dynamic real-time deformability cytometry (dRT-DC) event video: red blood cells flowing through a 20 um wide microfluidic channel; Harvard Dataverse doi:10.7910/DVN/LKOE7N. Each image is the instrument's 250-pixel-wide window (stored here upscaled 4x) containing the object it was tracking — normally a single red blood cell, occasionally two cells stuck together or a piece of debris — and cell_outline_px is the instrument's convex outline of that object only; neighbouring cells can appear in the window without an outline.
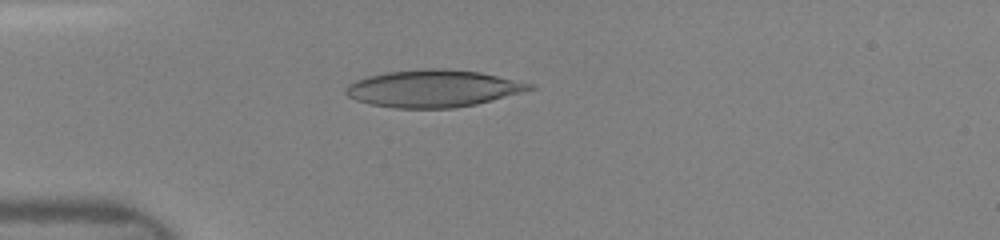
{"species": "human", "species_latin": "Homo sapiens", "temperature_condition": "room temperature", "stored_images_in_passage": 3, "camera_frame_rate_fps": 3000, "um_per_image_px": 0.085, "donor": {"sex": "female"}, "frame": {"image": 1, "passage_image": 1, "time_ms": 0.0, "image_size_px": [1000, 240], "cell_outline_px": [[536, 88], [476, 104], [452, 108], [396, 108], [368, 104], [356, 100], [348, 96], [344, 92], [348, 84], [356, 80], [368, 76], [388, 72], [424, 68], [444, 68], [480, 72], [536, 84]], "centroid_in_image_um": [36.81, 7.52], "position_along_channel_um": 48.2, "area_um2": 39.82}}
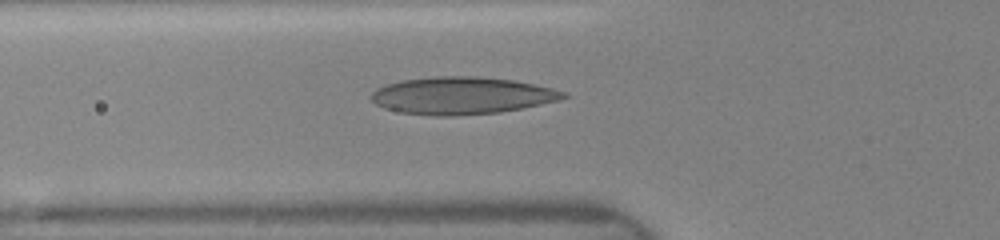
{"frame": {"image": 2, "passage_image": 3, "time_ms": 1.333, "image_size_px": [1000, 240], "cell_outline_px": [[568, 96], [560, 100], [500, 112], [456, 116], [436, 116], [400, 112], [384, 108], [376, 104], [372, 100], [372, 92], [376, 88], [400, 80], [436, 76], [476, 76], [512, 80], [552, 88], [564, 92]], "centroid_in_image_um": [39.22, 8.13], "position_along_channel_um": 86.6, "area_um2": 41.56}}